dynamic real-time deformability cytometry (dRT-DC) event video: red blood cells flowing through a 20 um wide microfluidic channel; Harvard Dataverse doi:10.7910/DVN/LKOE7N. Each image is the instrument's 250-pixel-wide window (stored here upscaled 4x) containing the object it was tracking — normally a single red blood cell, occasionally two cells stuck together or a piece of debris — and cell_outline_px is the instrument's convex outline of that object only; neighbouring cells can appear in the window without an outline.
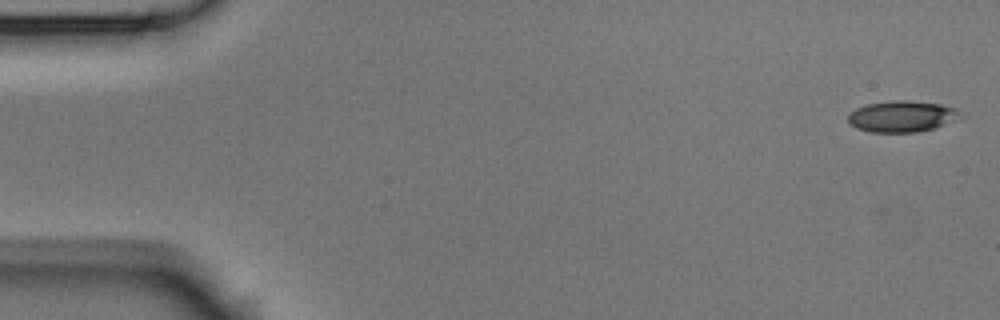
{"species": "Egyptian fruit bat (a non-hibernating species)", "species_latin": "Rousettus aegyptiacus", "temperature_condition": "room temperature", "stored_images_in_passage": 5, "camera_frame_rate_fps": 3000, "um_per_image_px": 0.085, "animal": {"sex": "male"}, "frame": {"image": 1, "passage_image": 1, "time_ms": 0.0, "image_size_px": [1000, 320], "cell_outline_px": [[964, 116], [960, 120], [936, 128], [920, 132], [868, 132], [856, 128], [848, 124], [848, 116], [856, 108], [868, 104], [892, 100], [908, 100], [940, 104], [956, 108]], "centroid_in_image_um": [76.73, 9.9], "position_along_channel_um": 8.3, "area_um2": 20.87}}